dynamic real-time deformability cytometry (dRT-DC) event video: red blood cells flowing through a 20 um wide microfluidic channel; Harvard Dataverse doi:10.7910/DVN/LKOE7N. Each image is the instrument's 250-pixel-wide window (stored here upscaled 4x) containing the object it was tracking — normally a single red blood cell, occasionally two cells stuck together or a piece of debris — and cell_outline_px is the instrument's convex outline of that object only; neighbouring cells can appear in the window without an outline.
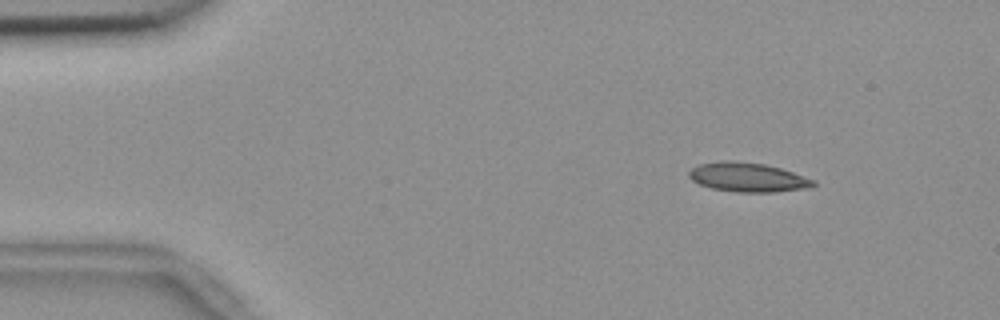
{"species": "common noctule bat (a hibernating species)", "species_latin": "Nyctalus noctula", "temperature_condition": "room temperature", "stored_images_in_passage": 50, "camera_frame_rate_fps": 3000, "um_per_image_px": 0.085, "animal": {"sex": "female", "body_mass_g": 18.4}, "frame": {"image": 1, "passage_image": 2, "time_ms": 0.333, "image_size_px": [1000, 320], "cell_outline_px": [[816, 184], [812, 188], [772, 192], [736, 192], [712, 188], [700, 184], [692, 180], [688, 176], [688, 172], [692, 168], [700, 164], [728, 160], [764, 164], [780, 168], [816, 180]], "centroid_in_image_um": [63.59, 15.08], "position_along_channel_um": 21.4, "area_um2": 21.1}}
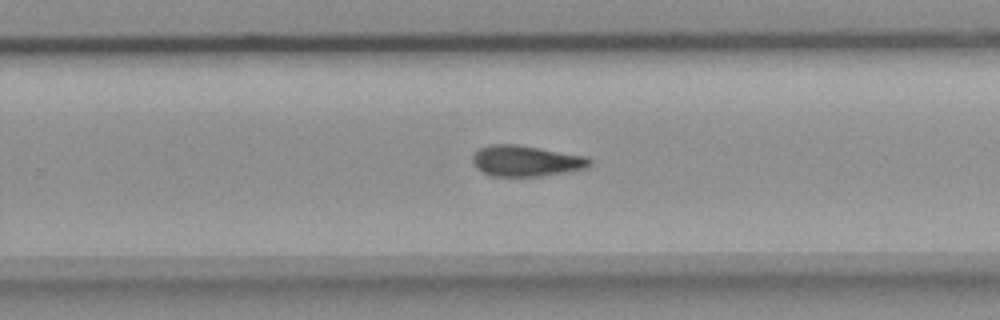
{"frame": {"image": 2, "passage_image": 30, "time_ms": 9.667, "image_size_px": [1000, 320], "cell_outline_px": [[592, 164], [584, 168], [564, 172], [540, 176], [492, 176], [476, 168], [472, 164], [472, 156], [480, 148], [488, 144], [516, 144], [540, 148], [584, 156], [592, 160]], "centroid_in_image_um": [44.66, 13.67], "position_along_channel_um": 285.1, "area_um2": 20.92}}
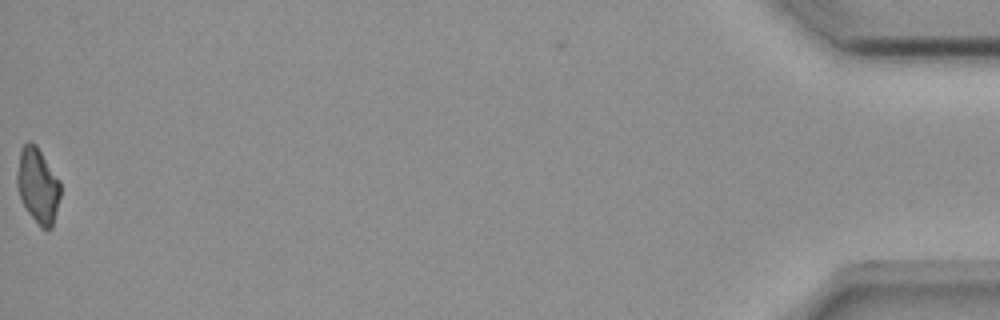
{"frame": {"image": 3, "passage_image": 50, "time_ms": 16.333, "image_size_px": [1000, 320], "cell_outline_px": [[60, 196], [52, 228], [40, 228], [28, 212], [20, 196], [16, 184], [16, 172], [20, 148], [28, 140], [36, 144], [60, 180]], "centroid_in_image_um": [3.2, 15.73], "position_along_channel_um": 432.0, "area_um2": 19.13}, "authors_computed_cell_mechanics": {"area_um2": 20.8369, "velocity_mm_per_s": 3.6983, "shape_relaxation_time_tau1_ms": 9.6094, "shape_relaxation_time_tau2_ms": null, "deformation_change_tau1": 0.2168, "deformation_change_tau2": null}}